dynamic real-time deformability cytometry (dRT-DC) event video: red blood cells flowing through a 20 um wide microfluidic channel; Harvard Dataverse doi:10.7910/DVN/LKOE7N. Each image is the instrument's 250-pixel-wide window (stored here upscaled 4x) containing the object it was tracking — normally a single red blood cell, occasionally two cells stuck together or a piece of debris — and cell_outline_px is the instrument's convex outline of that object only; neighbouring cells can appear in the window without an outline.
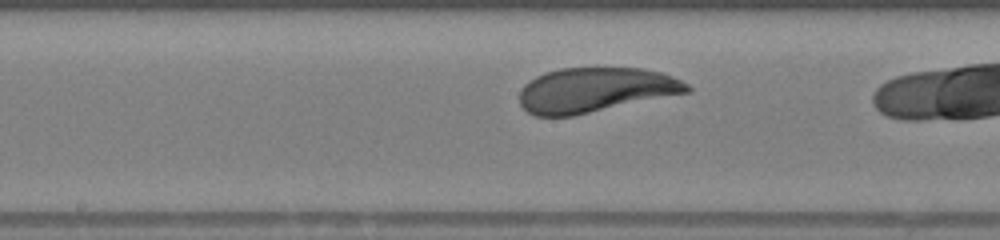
{"species": "human", "species_latin": "Homo sapiens", "temperature_condition": "warm", "stored_images_in_passage": 9, "camera_frame_rate_fps": 3000, "um_per_image_px": 0.085, "donor": {"sex": "female"}, "frame": {"image": 1, "passage_image": 8, "time_ms": 2.333, "image_size_px": [1000, 240], "cell_outline_px": [[692, 88], [688, 92], [572, 116], [536, 116], [528, 112], [520, 104], [520, 88], [528, 80], [544, 72], [560, 68], [644, 68], [660, 72], [672, 76], [688, 84]], "centroid_in_image_um": [50.56, 7.64], "position_along_channel_um": 197.6, "area_um2": 43.52}}